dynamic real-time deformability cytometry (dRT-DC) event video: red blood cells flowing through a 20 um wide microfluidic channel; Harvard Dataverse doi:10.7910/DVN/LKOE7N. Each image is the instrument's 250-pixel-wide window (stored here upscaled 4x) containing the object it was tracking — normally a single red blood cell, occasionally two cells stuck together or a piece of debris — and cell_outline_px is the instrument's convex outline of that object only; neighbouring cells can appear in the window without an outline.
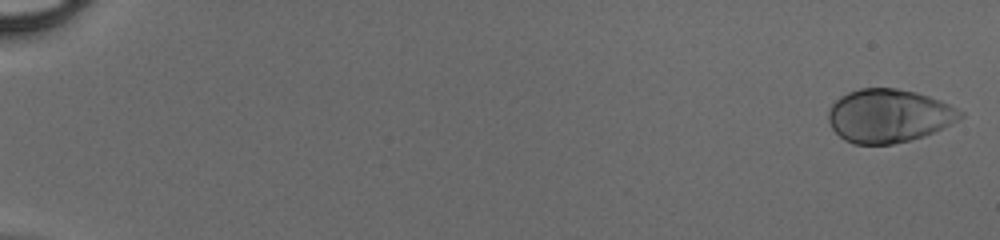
{"species": "human", "species_latin": "Homo sapiens", "temperature_condition": "cold", "stored_images_in_passage": 17, "camera_frame_rate_fps": 3000, "um_per_image_px": 0.085, "donor": {"sex": "male"}, "frame": {"image": 1, "passage_image": 1, "time_ms": 0.0, "image_size_px": [1000, 240], "cell_outline_px": [[964, 116], [924, 136], [892, 144], [852, 144], [844, 140], [832, 128], [828, 120], [828, 112], [832, 104], [840, 96], [848, 92], [860, 88], [896, 88], [916, 92], [940, 100], [964, 112]], "centroid_in_image_um": [75.51, 9.83], "position_along_channel_um": 9.5, "area_um2": 40.75}}
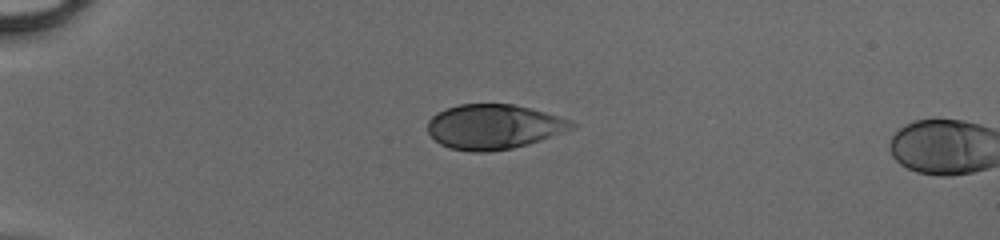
{"frame": {"image": 2, "passage_image": 14, "time_ms": 4.333, "image_size_px": [1000, 240], "cell_outline_px": [[576, 124], [572, 128], [540, 140], [528, 144], [512, 148], [488, 152], [472, 152], [448, 148], [440, 144], [428, 132], [428, 120], [436, 112], [460, 104], [512, 104], [544, 112], [572, 120]], "centroid_in_image_um": [41.93, 10.78], "position_along_channel_um": 43.1, "area_um2": 37.34}}